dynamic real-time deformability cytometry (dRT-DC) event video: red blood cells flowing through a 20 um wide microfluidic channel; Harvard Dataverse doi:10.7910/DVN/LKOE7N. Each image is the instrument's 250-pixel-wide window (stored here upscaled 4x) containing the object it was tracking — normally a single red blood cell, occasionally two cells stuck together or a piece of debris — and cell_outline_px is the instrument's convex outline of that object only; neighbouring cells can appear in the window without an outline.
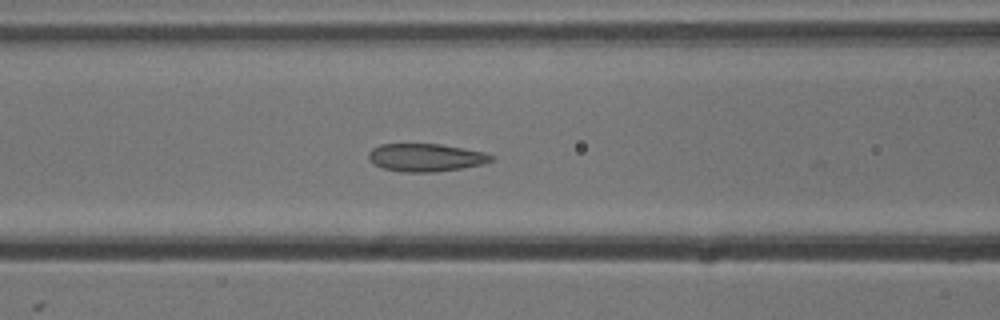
{"species": "common noctule bat (a hibernating species)", "species_latin": "Nyctalus noctula", "temperature_condition": "cold", "stored_images_in_passage": 26, "camera_frame_rate_fps": 3000, "um_per_image_px": 0.085, "animal": {"sex": "male", "body_mass_g": 13.3}, "frame": {"image": 1, "passage_image": 22, "time_ms": 7.0, "image_size_px": [1000, 320], "cell_outline_px": [[496, 156], [492, 160], [484, 164], [460, 168], [432, 172], [404, 172], [384, 168], [376, 164], [368, 156], [368, 152], [372, 148], [380, 144], [440, 144], [484, 152]], "centroid_in_image_um": [36.22, 13.38], "position_along_channel_um": 130.4, "area_um2": 19.71}}
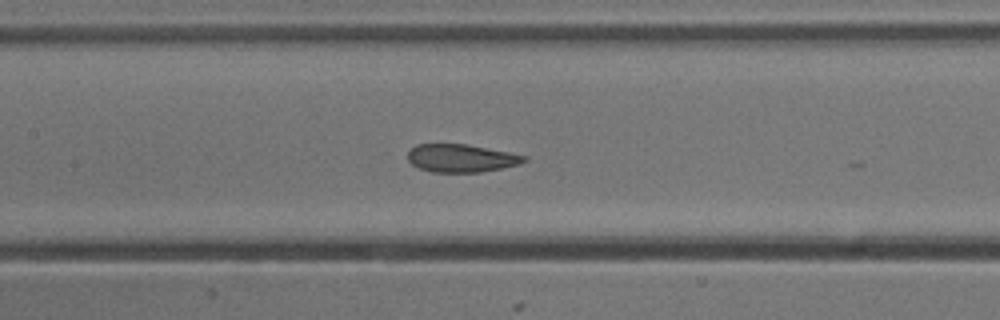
{"frame": {"image": 2, "passage_image": 25, "time_ms": 8.0, "image_size_px": [1000, 320], "cell_outline_px": [[528, 160], [520, 164], [480, 172], [432, 172], [420, 168], [412, 164], [408, 160], [408, 148], [416, 144], [468, 144], [528, 156]], "centroid_in_image_um": [39.19, 13.43], "position_along_channel_um": 168.2, "area_um2": 19.02}}